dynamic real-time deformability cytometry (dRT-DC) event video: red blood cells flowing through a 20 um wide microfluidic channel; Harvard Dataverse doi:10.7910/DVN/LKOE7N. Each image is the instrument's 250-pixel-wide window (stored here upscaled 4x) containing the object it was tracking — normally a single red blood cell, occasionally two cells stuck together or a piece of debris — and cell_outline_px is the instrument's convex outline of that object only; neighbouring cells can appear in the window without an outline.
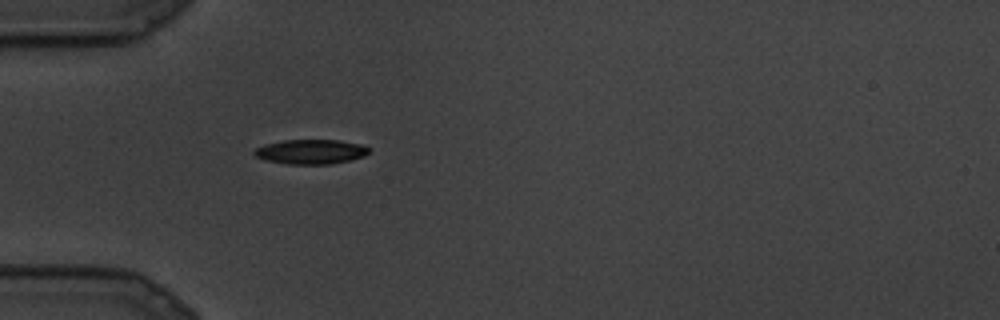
{"species": "common noctule bat (a hibernating species)", "species_latin": "Nyctalus noctula", "temperature_condition": "cold", "stored_images_in_passage": 9, "camera_frame_rate_fps": 3000, "um_per_image_px": 0.085, "animal": {"sex": "male", "body_mass_g": 19.5, "forearm_length_mm": 54.6}, "frame": {"image": 1, "passage_image": 7, "time_ms": 2.0, "image_size_px": [1000, 320], "cell_outline_px": [[368, 152], [364, 156], [352, 160], [328, 164], [288, 164], [264, 160], [256, 156], [252, 152], [256, 148], [264, 144], [284, 140], [336, 140], [364, 144], [368, 148]], "centroid_in_image_um": [26.41, 12.89], "position_along_channel_um": 58.6, "area_um2": 16.47}}
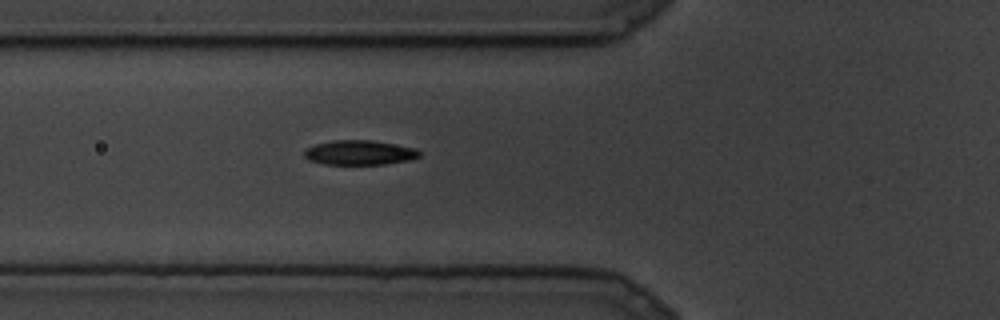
{"frame": {"image": 2, "passage_image": 9, "time_ms": 2.667, "image_size_px": [1000, 320], "cell_outline_px": [[420, 156], [408, 160], [384, 164], [324, 164], [308, 160], [304, 156], [304, 148], [316, 144], [332, 140], [372, 140], [416, 148], [420, 152]], "centroid_in_image_um": [30.52, 12.96], "position_along_channel_um": 95.3, "area_um2": 16.53}}